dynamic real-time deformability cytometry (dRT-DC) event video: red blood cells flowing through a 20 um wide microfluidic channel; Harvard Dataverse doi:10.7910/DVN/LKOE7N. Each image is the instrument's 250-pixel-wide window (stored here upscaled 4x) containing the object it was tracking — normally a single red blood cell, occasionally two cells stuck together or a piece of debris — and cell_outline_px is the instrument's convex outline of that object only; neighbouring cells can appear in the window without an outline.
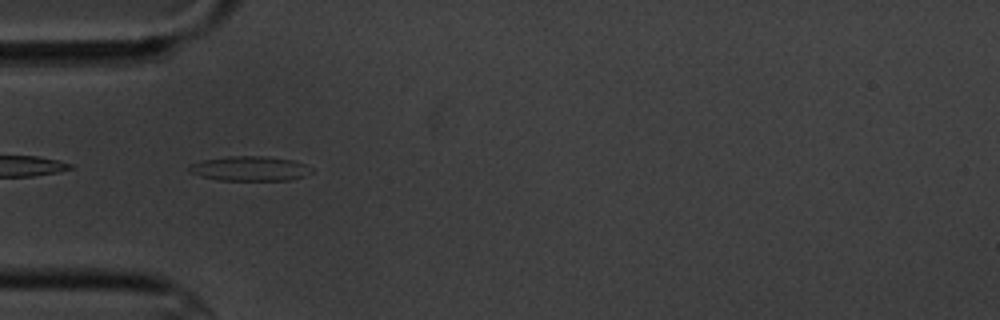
{"species": "common noctule bat (a hibernating species)", "species_latin": "Nyctalus noctula", "temperature_condition": "cold", "stored_images_in_passage": 8, "camera_frame_rate_fps": 3000, "um_per_image_px": 0.085, "animal": {"sex": "male", "body_mass_g": 20.1, "forearm_length_mm": 53.5}, "frame": {"image": 1, "passage_image": 3, "time_ms": 2.333, "image_size_px": [1000, 320], "cell_outline_px": [[312, 172], [304, 176], [288, 180], [220, 180], [200, 176], [188, 172], [188, 168], [192, 164], [204, 160], [228, 156], [264, 156], [292, 160], [304, 164], [312, 168]], "centroid_in_image_um": [21.23, 14.33], "position_along_channel_um": 63.8, "area_um2": 17.46}}
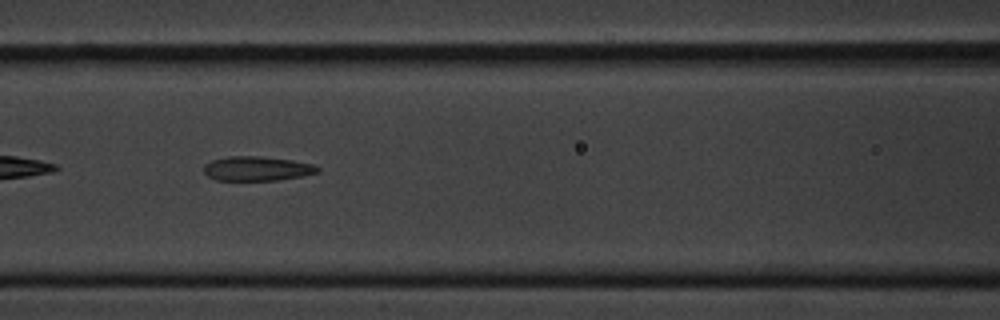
{"frame": {"image": 2, "passage_image": 5, "time_ms": 4.667, "image_size_px": [1000, 320], "cell_outline_px": [[320, 172], [300, 176], [276, 180], [216, 180], [208, 176], [204, 172], [204, 164], [212, 160], [228, 156], [260, 156], [292, 160], [316, 164], [320, 168]], "centroid_in_image_um": [21.86, 14.32], "position_along_channel_um": 144.7, "area_um2": 16.24}}
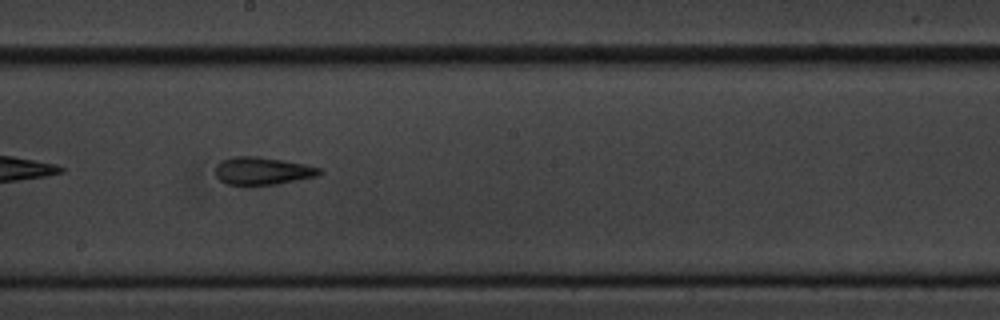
{"frame": {"image": 3, "passage_image": 7, "time_ms": 7.0, "image_size_px": [1000, 320], "cell_outline_px": [[324, 172], [320, 176], [276, 184], [248, 188], [244, 188], [228, 184], [220, 180], [216, 176], [216, 164], [220, 160], [232, 156], [256, 156], [284, 160], [304, 164], [320, 168]], "centroid_in_image_um": [22.28, 14.56], "position_along_channel_um": 225.9, "area_um2": 17.57}}